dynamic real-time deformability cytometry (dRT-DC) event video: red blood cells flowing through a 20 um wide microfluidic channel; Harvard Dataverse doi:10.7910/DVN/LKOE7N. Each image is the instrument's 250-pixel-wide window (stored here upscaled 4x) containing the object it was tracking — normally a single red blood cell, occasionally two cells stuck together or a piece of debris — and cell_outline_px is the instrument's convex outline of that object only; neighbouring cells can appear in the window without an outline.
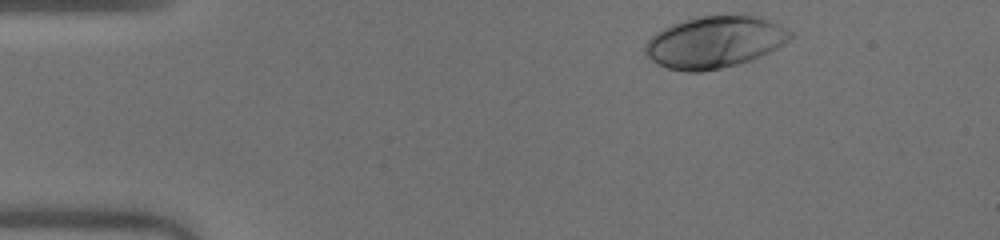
{"species": "human", "species_latin": "Homo sapiens", "temperature_condition": "warm", "stored_images_in_passage": 35, "camera_frame_rate_fps": 3000, "um_per_image_px": 0.085, "donor": {"sex": "male"}, "frame": {"image": 1, "passage_image": 1, "time_ms": 0.0, "image_size_px": [1000, 240], "cell_outline_px": [[792, 36], [784, 44], [752, 60], [704, 72], [684, 72], [668, 68], [652, 60], [644, 52], [644, 44], [656, 32], [672, 24], [696, 16], [740, 12], [744, 12], [760, 16], [792, 32]], "centroid_in_image_um": [60.75, 3.54], "position_along_channel_um": 24.3, "area_um2": 44.39}}
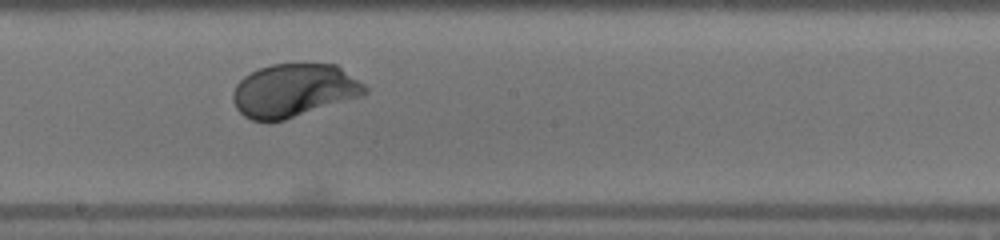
{"frame": {"image": 2, "passage_image": 22, "time_ms": 7.0, "image_size_px": [1000, 240], "cell_outline_px": [[368, 92], [364, 96], [284, 120], [252, 120], [244, 116], [236, 108], [232, 100], [232, 92], [236, 84], [244, 76], [260, 68], [272, 64], [336, 64], [364, 84], [368, 88]], "centroid_in_image_um": [25.0, 7.69], "position_along_channel_um": 223.2, "area_um2": 40.92}}
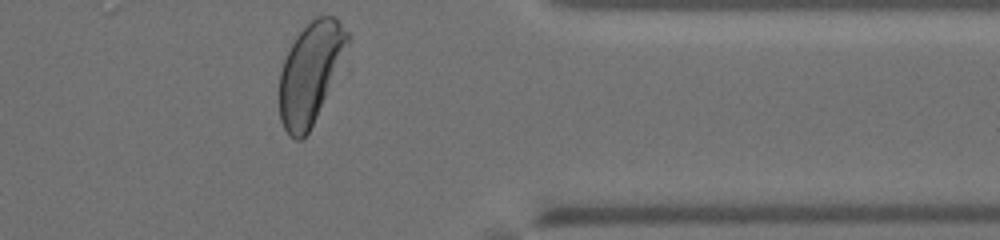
{"frame": {"image": 3, "passage_image": 35, "time_ms": 11.333, "image_size_px": [1000, 240], "cell_outline_px": [[352, 36], [340, 68], [308, 132], [300, 140], [296, 140], [284, 128], [280, 120], [280, 72], [284, 60], [296, 36], [316, 16], [336, 16]], "centroid_in_image_um": [26.42, 6.14], "position_along_channel_um": 385.0, "area_um2": 39.59}, "authors_computed_cell_mechanics": {"area_um2": 41.0958, "velocity_mm_per_s": 4.0112, "shape_relaxation_time_tau1_ms": 1.8525, "shape_relaxation_time_tau2_ms": null, "deformation_change_tau1": 0.1669, "deformation_change_tau2": null}}